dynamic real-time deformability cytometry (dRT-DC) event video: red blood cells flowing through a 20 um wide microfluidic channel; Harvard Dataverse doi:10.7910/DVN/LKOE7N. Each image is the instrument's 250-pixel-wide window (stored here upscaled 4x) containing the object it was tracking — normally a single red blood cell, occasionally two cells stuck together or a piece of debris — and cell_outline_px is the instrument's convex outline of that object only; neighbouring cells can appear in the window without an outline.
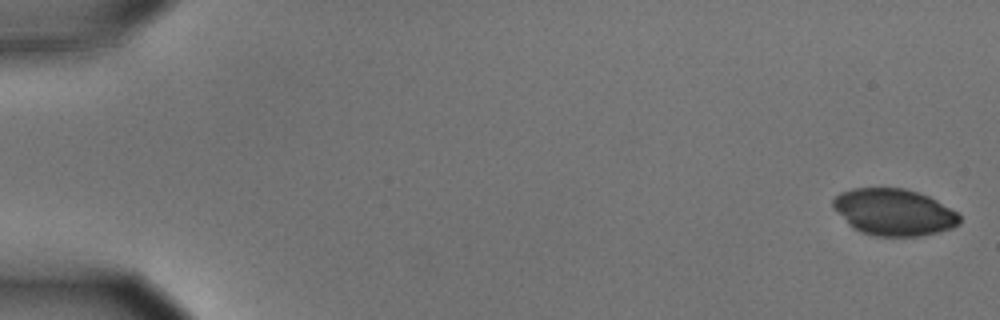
{"species": "common noctule bat (a hibernating species)", "species_latin": "Nyctalus noctula", "temperature_condition": "cold", "stored_images_in_passage": 5, "camera_frame_rate_fps": 3000, "um_per_image_px": 0.085, "animal": {"sex": "male", "body_mass_g": 15.6}, "frame": {"image": 1, "passage_image": 1, "time_ms": 0.0, "image_size_px": [1000, 320], "cell_outline_px": [[960, 224], [952, 228], [920, 236], [876, 236], [860, 232], [852, 228], [832, 208], [832, 200], [840, 192], [852, 188], [904, 188], [928, 196], [936, 200], [956, 212], [960, 216]], "centroid_in_image_um": [75.94, 18.03], "position_along_channel_um": 9.1, "area_um2": 34.45}}